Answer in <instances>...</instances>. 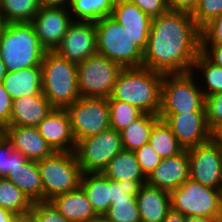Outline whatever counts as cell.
I'll return each instance as SVG.
<instances>
[{
    "mask_svg": "<svg viewBox=\"0 0 222 222\" xmlns=\"http://www.w3.org/2000/svg\"><path fill=\"white\" fill-rule=\"evenodd\" d=\"M201 49V30L190 13L168 11L151 20L142 67L162 74L192 71Z\"/></svg>",
    "mask_w": 222,
    "mask_h": 222,
    "instance_id": "1",
    "label": "cell"
},
{
    "mask_svg": "<svg viewBox=\"0 0 222 222\" xmlns=\"http://www.w3.org/2000/svg\"><path fill=\"white\" fill-rule=\"evenodd\" d=\"M164 74L144 67L124 68L107 100H119L143 113L159 115L161 84Z\"/></svg>",
    "mask_w": 222,
    "mask_h": 222,
    "instance_id": "2",
    "label": "cell"
},
{
    "mask_svg": "<svg viewBox=\"0 0 222 222\" xmlns=\"http://www.w3.org/2000/svg\"><path fill=\"white\" fill-rule=\"evenodd\" d=\"M0 52L7 72L41 66L46 50L31 22L8 23L0 39Z\"/></svg>",
    "mask_w": 222,
    "mask_h": 222,
    "instance_id": "3",
    "label": "cell"
},
{
    "mask_svg": "<svg viewBox=\"0 0 222 222\" xmlns=\"http://www.w3.org/2000/svg\"><path fill=\"white\" fill-rule=\"evenodd\" d=\"M41 67L42 93L54 108H66L80 98L76 63L46 51Z\"/></svg>",
    "mask_w": 222,
    "mask_h": 222,
    "instance_id": "4",
    "label": "cell"
},
{
    "mask_svg": "<svg viewBox=\"0 0 222 222\" xmlns=\"http://www.w3.org/2000/svg\"><path fill=\"white\" fill-rule=\"evenodd\" d=\"M97 53L123 68L142 67L143 51L132 41L125 28L111 16L95 22Z\"/></svg>",
    "mask_w": 222,
    "mask_h": 222,
    "instance_id": "5",
    "label": "cell"
},
{
    "mask_svg": "<svg viewBox=\"0 0 222 222\" xmlns=\"http://www.w3.org/2000/svg\"><path fill=\"white\" fill-rule=\"evenodd\" d=\"M171 210L184 216H199L222 222V190L187 179L170 192Z\"/></svg>",
    "mask_w": 222,
    "mask_h": 222,
    "instance_id": "6",
    "label": "cell"
},
{
    "mask_svg": "<svg viewBox=\"0 0 222 222\" xmlns=\"http://www.w3.org/2000/svg\"><path fill=\"white\" fill-rule=\"evenodd\" d=\"M43 187V201L76 190L82 171L73 152H55L51 157L37 161Z\"/></svg>",
    "mask_w": 222,
    "mask_h": 222,
    "instance_id": "7",
    "label": "cell"
},
{
    "mask_svg": "<svg viewBox=\"0 0 222 222\" xmlns=\"http://www.w3.org/2000/svg\"><path fill=\"white\" fill-rule=\"evenodd\" d=\"M198 79L192 72L164 74L159 113L205 112V97Z\"/></svg>",
    "mask_w": 222,
    "mask_h": 222,
    "instance_id": "8",
    "label": "cell"
},
{
    "mask_svg": "<svg viewBox=\"0 0 222 222\" xmlns=\"http://www.w3.org/2000/svg\"><path fill=\"white\" fill-rule=\"evenodd\" d=\"M124 68L98 53L77 64L80 97L109 98Z\"/></svg>",
    "mask_w": 222,
    "mask_h": 222,
    "instance_id": "9",
    "label": "cell"
},
{
    "mask_svg": "<svg viewBox=\"0 0 222 222\" xmlns=\"http://www.w3.org/2000/svg\"><path fill=\"white\" fill-rule=\"evenodd\" d=\"M123 150L120 132L109 128L76 143L74 153L82 173L103 172L109 162Z\"/></svg>",
    "mask_w": 222,
    "mask_h": 222,
    "instance_id": "10",
    "label": "cell"
},
{
    "mask_svg": "<svg viewBox=\"0 0 222 222\" xmlns=\"http://www.w3.org/2000/svg\"><path fill=\"white\" fill-rule=\"evenodd\" d=\"M65 109L76 143L111 128L107 98L80 97Z\"/></svg>",
    "mask_w": 222,
    "mask_h": 222,
    "instance_id": "11",
    "label": "cell"
},
{
    "mask_svg": "<svg viewBox=\"0 0 222 222\" xmlns=\"http://www.w3.org/2000/svg\"><path fill=\"white\" fill-rule=\"evenodd\" d=\"M190 178L204 186L222 190V142L214 136L208 142L187 149Z\"/></svg>",
    "mask_w": 222,
    "mask_h": 222,
    "instance_id": "12",
    "label": "cell"
},
{
    "mask_svg": "<svg viewBox=\"0 0 222 222\" xmlns=\"http://www.w3.org/2000/svg\"><path fill=\"white\" fill-rule=\"evenodd\" d=\"M183 149L204 144L215 135L209 129L205 112L159 113Z\"/></svg>",
    "mask_w": 222,
    "mask_h": 222,
    "instance_id": "13",
    "label": "cell"
},
{
    "mask_svg": "<svg viewBox=\"0 0 222 222\" xmlns=\"http://www.w3.org/2000/svg\"><path fill=\"white\" fill-rule=\"evenodd\" d=\"M73 21L66 7L41 6L31 24L41 46L46 51H55L61 45Z\"/></svg>",
    "mask_w": 222,
    "mask_h": 222,
    "instance_id": "14",
    "label": "cell"
},
{
    "mask_svg": "<svg viewBox=\"0 0 222 222\" xmlns=\"http://www.w3.org/2000/svg\"><path fill=\"white\" fill-rule=\"evenodd\" d=\"M55 52L76 64L96 54L95 22L73 21Z\"/></svg>",
    "mask_w": 222,
    "mask_h": 222,
    "instance_id": "15",
    "label": "cell"
},
{
    "mask_svg": "<svg viewBox=\"0 0 222 222\" xmlns=\"http://www.w3.org/2000/svg\"><path fill=\"white\" fill-rule=\"evenodd\" d=\"M36 127L55 152L75 150L76 140L65 108H54Z\"/></svg>",
    "mask_w": 222,
    "mask_h": 222,
    "instance_id": "16",
    "label": "cell"
},
{
    "mask_svg": "<svg viewBox=\"0 0 222 222\" xmlns=\"http://www.w3.org/2000/svg\"><path fill=\"white\" fill-rule=\"evenodd\" d=\"M190 178V161L187 149L158 164L147 176L146 183L152 187L171 192Z\"/></svg>",
    "mask_w": 222,
    "mask_h": 222,
    "instance_id": "17",
    "label": "cell"
},
{
    "mask_svg": "<svg viewBox=\"0 0 222 222\" xmlns=\"http://www.w3.org/2000/svg\"><path fill=\"white\" fill-rule=\"evenodd\" d=\"M111 17L125 28L132 41L144 52L152 19L129 0H115Z\"/></svg>",
    "mask_w": 222,
    "mask_h": 222,
    "instance_id": "18",
    "label": "cell"
},
{
    "mask_svg": "<svg viewBox=\"0 0 222 222\" xmlns=\"http://www.w3.org/2000/svg\"><path fill=\"white\" fill-rule=\"evenodd\" d=\"M6 137L11 141L13 149L28 160H42L55 153L40 135L37 127L7 126Z\"/></svg>",
    "mask_w": 222,
    "mask_h": 222,
    "instance_id": "19",
    "label": "cell"
},
{
    "mask_svg": "<svg viewBox=\"0 0 222 222\" xmlns=\"http://www.w3.org/2000/svg\"><path fill=\"white\" fill-rule=\"evenodd\" d=\"M54 107L43 93L13 100L9 126L36 127Z\"/></svg>",
    "mask_w": 222,
    "mask_h": 222,
    "instance_id": "20",
    "label": "cell"
},
{
    "mask_svg": "<svg viewBox=\"0 0 222 222\" xmlns=\"http://www.w3.org/2000/svg\"><path fill=\"white\" fill-rule=\"evenodd\" d=\"M141 222H162L171 210L170 192L143 184L136 195Z\"/></svg>",
    "mask_w": 222,
    "mask_h": 222,
    "instance_id": "21",
    "label": "cell"
},
{
    "mask_svg": "<svg viewBox=\"0 0 222 222\" xmlns=\"http://www.w3.org/2000/svg\"><path fill=\"white\" fill-rule=\"evenodd\" d=\"M3 85L12 100L22 96L40 95L42 93V67L34 66L7 72Z\"/></svg>",
    "mask_w": 222,
    "mask_h": 222,
    "instance_id": "22",
    "label": "cell"
},
{
    "mask_svg": "<svg viewBox=\"0 0 222 222\" xmlns=\"http://www.w3.org/2000/svg\"><path fill=\"white\" fill-rule=\"evenodd\" d=\"M50 201L70 222H87L97 216L80 186L76 190L60 194Z\"/></svg>",
    "mask_w": 222,
    "mask_h": 222,
    "instance_id": "23",
    "label": "cell"
},
{
    "mask_svg": "<svg viewBox=\"0 0 222 222\" xmlns=\"http://www.w3.org/2000/svg\"><path fill=\"white\" fill-rule=\"evenodd\" d=\"M80 187L96 215H105L111 206L110 179L102 172L82 173Z\"/></svg>",
    "mask_w": 222,
    "mask_h": 222,
    "instance_id": "24",
    "label": "cell"
},
{
    "mask_svg": "<svg viewBox=\"0 0 222 222\" xmlns=\"http://www.w3.org/2000/svg\"><path fill=\"white\" fill-rule=\"evenodd\" d=\"M9 179L32 202L43 201V187L37 161L27 160L13 172H8Z\"/></svg>",
    "mask_w": 222,
    "mask_h": 222,
    "instance_id": "25",
    "label": "cell"
},
{
    "mask_svg": "<svg viewBox=\"0 0 222 222\" xmlns=\"http://www.w3.org/2000/svg\"><path fill=\"white\" fill-rule=\"evenodd\" d=\"M114 181H147L134 151L121 150L102 172Z\"/></svg>",
    "mask_w": 222,
    "mask_h": 222,
    "instance_id": "26",
    "label": "cell"
},
{
    "mask_svg": "<svg viewBox=\"0 0 222 222\" xmlns=\"http://www.w3.org/2000/svg\"><path fill=\"white\" fill-rule=\"evenodd\" d=\"M160 119L157 114L143 113L127 128L120 131L122 147L125 150L135 151L147 144L154 124Z\"/></svg>",
    "mask_w": 222,
    "mask_h": 222,
    "instance_id": "27",
    "label": "cell"
},
{
    "mask_svg": "<svg viewBox=\"0 0 222 222\" xmlns=\"http://www.w3.org/2000/svg\"><path fill=\"white\" fill-rule=\"evenodd\" d=\"M191 72L195 77L201 74L202 83L199 82V85H202L200 88L204 97L222 92V68L212 63L201 51L193 63Z\"/></svg>",
    "mask_w": 222,
    "mask_h": 222,
    "instance_id": "28",
    "label": "cell"
},
{
    "mask_svg": "<svg viewBox=\"0 0 222 222\" xmlns=\"http://www.w3.org/2000/svg\"><path fill=\"white\" fill-rule=\"evenodd\" d=\"M115 0H72L69 11L74 21L96 22L111 16Z\"/></svg>",
    "mask_w": 222,
    "mask_h": 222,
    "instance_id": "29",
    "label": "cell"
},
{
    "mask_svg": "<svg viewBox=\"0 0 222 222\" xmlns=\"http://www.w3.org/2000/svg\"><path fill=\"white\" fill-rule=\"evenodd\" d=\"M148 144L162 159L175 156L183 150L170 127L162 119L154 124Z\"/></svg>",
    "mask_w": 222,
    "mask_h": 222,
    "instance_id": "30",
    "label": "cell"
},
{
    "mask_svg": "<svg viewBox=\"0 0 222 222\" xmlns=\"http://www.w3.org/2000/svg\"><path fill=\"white\" fill-rule=\"evenodd\" d=\"M33 202L9 179L0 177V207L18 217L27 216Z\"/></svg>",
    "mask_w": 222,
    "mask_h": 222,
    "instance_id": "31",
    "label": "cell"
},
{
    "mask_svg": "<svg viewBox=\"0 0 222 222\" xmlns=\"http://www.w3.org/2000/svg\"><path fill=\"white\" fill-rule=\"evenodd\" d=\"M40 8L39 0H0V14L7 23L31 22Z\"/></svg>",
    "mask_w": 222,
    "mask_h": 222,
    "instance_id": "32",
    "label": "cell"
},
{
    "mask_svg": "<svg viewBox=\"0 0 222 222\" xmlns=\"http://www.w3.org/2000/svg\"><path fill=\"white\" fill-rule=\"evenodd\" d=\"M110 114V126L120 132L138 119L143 112L137 107L119 100H107Z\"/></svg>",
    "mask_w": 222,
    "mask_h": 222,
    "instance_id": "33",
    "label": "cell"
},
{
    "mask_svg": "<svg viewBox=\"0 0 222 222\" xmlns=\"http://www.w3.org/2000/svg\"><path fill=\"white\" fill-rule=\"evenodd\" d=\"M105 215L114 222H141L136 196L128 200H113Z\"/></svg>",
    "mask_w": 222,
    "mask_h": 222,
    "instance_id": "34",
    "label": "cell"
},
{
    "mask_svg": "<svg viewBox=\"0 0 222 222\" xmlns=\"http://www.w3.org/2000/svg\"><path fill=\"white\" fill-rule=\"evenodd\" d=\"M27 160L13 149L11 141L7 137L0 142V177H5L8 172H13Z\"/></svg>",
    "mask_w": 222,
    "mask_h": 222,
    "instance_id": "35",
    "label": "cell"
},
{
    "mask_svg": "<svg viewBox=\"0 0 222 222\" xmlns=\"http://www.w3.org/2000/svg\"><path fill=\"white\" fill-rule=\"evenodd\" d=\"M222 14V0H198L191 16L197 27L202 30L214 18Z\"/></svg>",
    "mask_w": 222,
    "mask_h": 222,
    "instance_id": "36",
    "label": "cell"
},
{
    "mask_svg": "<svg viewBox=\"0 0 222 222\" xmlns=\"http://www.w3.org/2000/svg\"><path fill=\"white\" fill-rule=\"evenodd\" d=\"M27 216L32 222H70L51 201L33 202Z\"/></svg>",
    "mask_w": 222,
    "mask_h": 222,
    "instance_id": "37",
    "label": "cell"
},
{
    "mask_svg": "<svg viewBox=\"0 0 222 222\" xmlns=\"http://www.w3.org/2000/svg\"><path fill=\"white\" fill-rule=\"evenodd\" d=\"M205 114L209 129L216 135L222 130V92L205 97Z\"/></svg>",
    "mask_w": 222,
    "mask_h": 222,
    "instance_id": "38",
    "label": "cell"
},
{
    "mask_svg": "<svg viewBox=\"0 0 222 222\" xmlns=\"http://www.w3.org/2000/svg\"><path fill=\"white\" fill-rule=\"evenodd\" d=\"M146 184V181H114L110 179V200H128L136 196L140 186Z\"/></svg>",
    "mask_w": 222,
    "mask_h": 222,
    "instance_id": "39",
    "label": "cell"
},
{
    "mask_svg": "<svg viewBox=\"0 0 222 222\" xmlns=\"http://www.w3.org/2000/svg\"><path fill=\"white\" fill-rule=\"evenodd\" d=\"M135 155L142 172L147 177L162 161V158L147 143L136 149Z\"/></svg>",
    "mask_w": 222,
    "mask_h": 222,
    "instance_id": "40",
    "label": "cell"
},
{
    "mask_svg": "<svg viewBox=\"0 0 222 222\" xmlns=\"http://www.w3.org/2000/svg\"><path fill=\"white\" fill-rule=\"evenodd\" d=\"M201 44H222V14L201 30Z\"/></svg>",
    "mask_w": 222,
    "mask_h": 222,
    "instance_id": "41",
    "label": "cell"
},
{
    "mask_svg": "<svg viewBox=\"0 0 222 222\" xmlns=\"http://www.w3.org/2000/svg\"><path fill=\"white\" fill-rule=\"evenodd\" d=\"M139 9L146 13L151 19L156 18L169 11L166 0H129Z\"/></svg>",
    "mask_w": 222,
    "mask_h": 222,
    "instance_id": "42",
    "label": "cell"
},
{
    "mask_svg": "<svg viewBox=\"0 0 222 222\" xmlns=\"http://www.w3.org/2000/svg\"><path fill=\"white\" fill-rule=\"evenodd\" d=\"M13 100L0 83V125L9 126Z\"/></svg>",
    "mask_w": 222,
    "mask_h": 222,
    "instance_id": "43",
    "label": "cell"
},
{
    "mask_svg": "<svg viewBox=\"0 0 222 222\" xmlns=\"http://www.w3.org/2000/svg\"><path fill=\"white\" fill-rule=\"evenodd\" d=\"M200 51L212 63L222 68V44H201Z\"/></svg>",
    "mask_w": 222,
    "mask_h": 222,
    "instance_id": "44",
    "label": "cell"
},
{
    "mask_svg": "<svg viewBox=\"0 0 222 222\" xmlns=\"http://www.w3.org/2000/svg\"><path fill=\"white\" fill-rule=\"evenodd\" d=\"M169 11H179L192 14L198 0H166Z\"/></svg>",
    "mask_w": 222,
    "mask_h": 222,
    "instance_id": "45",
    "label": "cell"
},
{
    "mask_svg": "<svg viewBox=\"0 0 222 222\" xmlns=\"http://www.w3.org/2000/svg\"><path fill=\"white\" fill-rule=\"evenodd\" d=\"M41 6L69 8L72 0H39Z\"/></svg>",
    "mask_w": 222,
    "mask_h": 222,
    "instance_id": "46",
    "label": "cell"
},
{
    "mask_svg": "<svg viewBox=\"0 0 222 222\" xmlns=\"http://www.w3.org/2000/svg\"><path fill=\"white\" fill-rule=\"evenodd\" d=\"M186 216L181 213L170 210L162 222H185Z\"/></svg>",
    "mask_w": 222,
    "mask_h": 222,
    "instance_id": "47",
    "label": "cell"
},
{
    "mask_svg": "<svg viewBox=\"0 0 222 222\" xmlns=\"http://www.w3.org/2000/svg\"><path fill=\"white\" fill-rule=\"evenodd\" d=\"M17 218L14 213L0 207V222H14Z\"/></svg>",
    "mask_w": 222,
    "mask_h": 222,
    "instance_id": "48",
    "label": "cell"
},
{
    "mask_svg": "<svg viewBox=\"0 0 222 222\" xmlns=\"http://www.w3.org/2000/svg\"><path fill=\"white\" fill-rule=\"evenodd\" d=\"M185 222H218V221L215 219L207 218V217L186 216Z\"/></svg>",
    "mask_w": 222,
    "mask_h": 222,
    "instance_id": "49",
    "label": "cell"
},
{
    "mask_svg": "<svg viewBox=\"0 0 222 222\" xmlns=\"http://www.w3.org/2000/svg\"><path fill=\"white\" fill-rule=\"evenodd\" d=\"M7 71L5 68V65L3 63L2 57H1V52H0V83H3V79L6 75Z\"/></svg>",
    "mask_w": 222,
    "mask_h": 222,
    "instance_id": "50",
    "label": "cell"
},
{
    "mask_svg": "<svg viewBox=\"0 0 222 222\" xmlns=\"http://www.w3.org/2000/svg\"><path fill=\"white\" fill-rule=\"evenodd\" d=\"M87 222H114L109 220L106 215H97L94 218H91L89 221Z\"/></svg>",
    "mask_w": 222,
    "mask_h": 222,
    "instance_id": "51",
    "label": "cell"
},
{
    "mask_svg": "<svg viewBox=\"0 0 222 222\" xmlns=\"http://www.w3.org/2000/svg\"><path fill=\"white\" fill-rule=\"evenodd\" d=\"M8 23L5 21V18L0 14V39L3 35L5 28L7 27Z\"/></svg>",
    "mask_w": 222,
    "mask_h": 222,
    "instance_id": "52",
    "label": "cell"
},
{
    "mask_svg": "<svg viewBox=\"0 0 222 222\" xmlns=\"http://www.w3.org/2000/svg\"><path fill=\"white\" fill-rule=\"evenodd\" d=\"M6 137V127L0 125V142Z\"/></svg>",
    "mask_w": 222,
    "mask_h": 222,
    "instance_id": "53",
    "label": "cell"
},
{
    "mask_svg": "<svg viewBox=\"0 0 222 222\" xmlns=\"http://www.w3.org/2000/svg\"><path fill=\"white\" fill-rule=\"evenodd\" d=\"M14 222H32L28 216L18 217Z\"/></svg>",
    "mask_w": 222,
    "mask_h": 222,
    "instance_id": "54",
    "label": "cell"
},
{
    "mask_svg": "<svg viewBox=\"0 0 222 222\" xmlns=\"http://www.w3.org/2000/svg\"><path fill=\"white\" fill-rule=\"evenodd\" d=\"M222 142V130L215 135Z\"/></svg>",
    "mask_w": 222,
    "mask_h": 222,
    "instance_id": "55",
    "label": "cell"
}]
</instances>
